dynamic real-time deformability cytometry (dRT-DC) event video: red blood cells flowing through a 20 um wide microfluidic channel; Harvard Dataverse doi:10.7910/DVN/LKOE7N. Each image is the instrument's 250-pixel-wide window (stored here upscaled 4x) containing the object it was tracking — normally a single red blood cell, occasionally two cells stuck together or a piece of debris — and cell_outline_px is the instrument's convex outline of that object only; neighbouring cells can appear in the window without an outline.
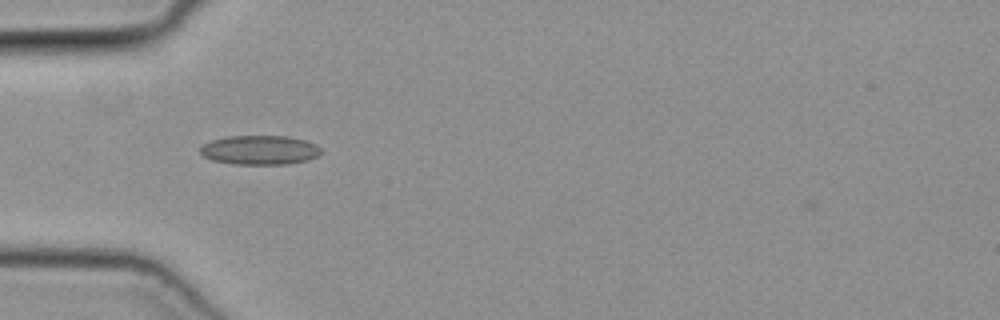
{"species": "common noctule bat (a hibernating species)", "species_latin": "Nyctalus noctula", "temperature_condition": "cold", "stored_images_in_passage": 29, "camera_frame_rate_fps": 3000, "um_per_image_px": 0.085, "animal": {"sex": "female", "body_mass_g": 19.3, "forearm_length_mm": 54.1}, "frame": {"image": 1, "passage_image": 6, "time_ms": 1.667, "image_size_px": [1000, 320], "cell_outline_px": [[324, 152], [308, 160], [284, 164], [232, 164], [212, 160], [204, 156], [200, 152], [200, 148], [204, 144], [212, 140], [228, 136], [288, 136], [304, 140], [316, 144]], "centroid_in_image_um": [22.09, 12.75], "position_along_channel_um": 62.9, "area_um2": 20.58}}
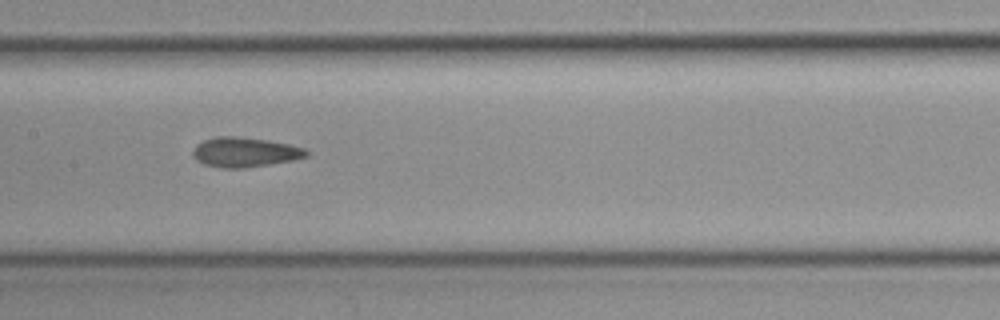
{"frame": {"image": 2, "passage_image": 15, "time_ms": 4.667, "image_size_px": [1000, 320], "cell_outline_px": [[308, 156], [292, 160], [244, 168], [224, 168], [204, 164], [196, 160], [192, 156], [192, 152], [196, 144], [204, 140], [216, 136], [236, 136], [268, 140], [288, 144], [304, 148], [308, 152]], "centroid_in_image_um": [20.77, 12.93], "position_along_channel_um": 186.6, "area_um2": 19.59}}
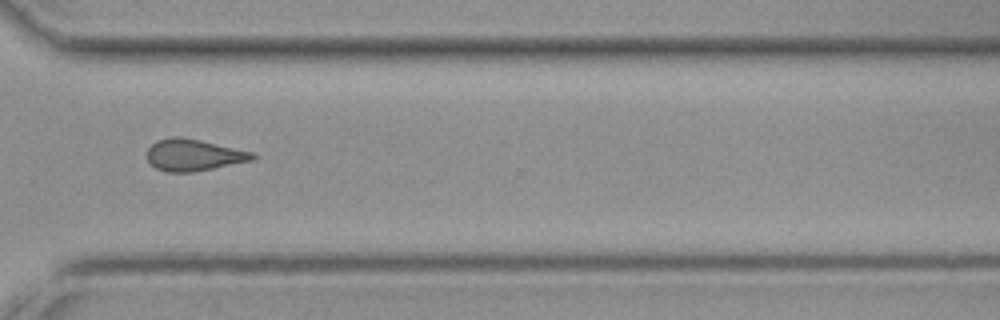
{"frame": {"image": 3, "passage_image": 27, "time_ms": 8.667, "image_size_px": [1000, 320], "cell_outline_px": [[256, 156], [252, 160], [192, 172], [168, 172], [156, 168], [148, 160], [148, 148], [156, 140], [172, 136], [180, 136], [200, 140], [252, 152]], "centroid_in_image_um": [16.42, 13.16], "position_along_channel_um": 354.2, "area_um2": 19.19}}